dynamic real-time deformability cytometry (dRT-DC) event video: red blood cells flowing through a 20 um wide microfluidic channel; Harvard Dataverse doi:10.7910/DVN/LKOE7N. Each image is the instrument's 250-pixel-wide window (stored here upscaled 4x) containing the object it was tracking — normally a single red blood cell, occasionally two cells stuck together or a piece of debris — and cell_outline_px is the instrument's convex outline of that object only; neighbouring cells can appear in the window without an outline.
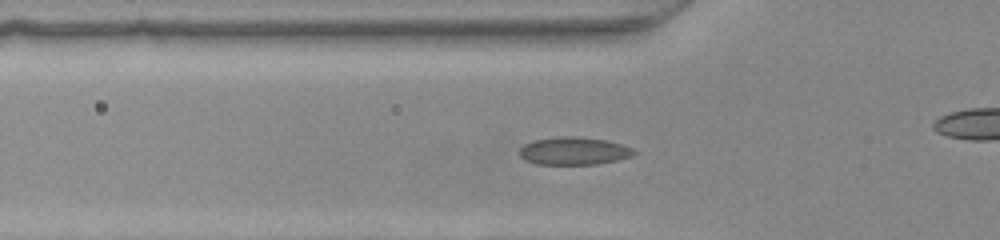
{"species": "common noctule bat (a hibernating species)", "species_latin": "Nyctalus noctula", "temperature_condition": "warm", "stored_images_in_passage": 50, "camera_frame_rate_fps": 3000, "um_per_image_px": 0.085, "animal": {"sex": "female", "body_mass_g": 22.0, "forearm_length_mm": 56.7}, "frame": {"image": 1, "passage_image": 17, "time_ms": 5.333, "image_size_px": [1000, 240], "cell_outline_px": [[636, 152], [632, 156], [616, 160], [596, 164], [536, 164], [524, 160], [520, 156], [520, 148], [524, 144], [532, 140], [556, 136], [572, 136], [608, 140], [632, 148]], "centroid_in_image_um": [48.74, 12.82], "position_along_channel_um": 77.1, "area_um2": 18.55}}
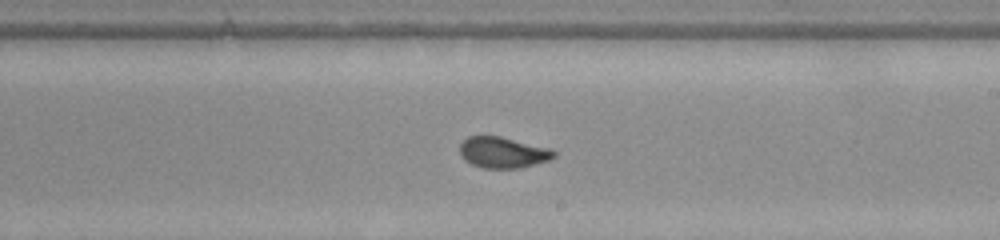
{"frame": {"image": 2, "passage_image": 29, "time_ms": 9.333, "image_size_px": [1000, 240], "cell_outline_px": [[556, 156], [548, 160], [520, 168], [484, 168], [472, 164], [464, 160], [460, 156], [460, 144], [468, 136], [500, 136], [552, 148], [556, 152]], "centroid_in_image_um": [42.75, 12.95], "position_along_channel_um": 246.2, "area_um2": 17.11}}
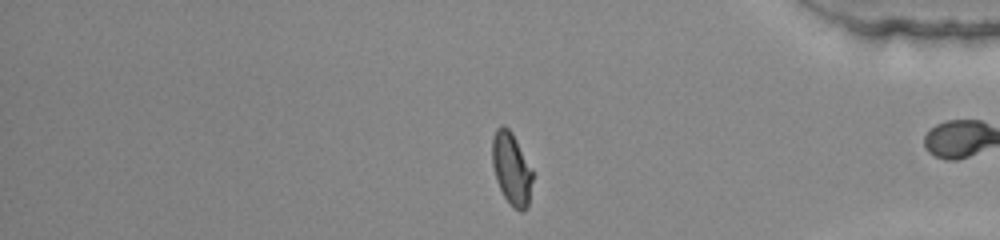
{"frame": {"image": 3, "passage_image": 41, "time_ms": 13.333, "image_size_px": [1000, 240], "cell_outline_px": [[532, 180], [528, 208], [520, 212], [512, 208], [504, 196], [496, 180], [492, 164], [492, 140], [496, 128], [500, 124], [504, 124], [512, 132], [532, 172]], "centroid_in_image_um": [43.45, 14.35], "position_along_channel_um": 391.7, "area_um2": 16.94}}